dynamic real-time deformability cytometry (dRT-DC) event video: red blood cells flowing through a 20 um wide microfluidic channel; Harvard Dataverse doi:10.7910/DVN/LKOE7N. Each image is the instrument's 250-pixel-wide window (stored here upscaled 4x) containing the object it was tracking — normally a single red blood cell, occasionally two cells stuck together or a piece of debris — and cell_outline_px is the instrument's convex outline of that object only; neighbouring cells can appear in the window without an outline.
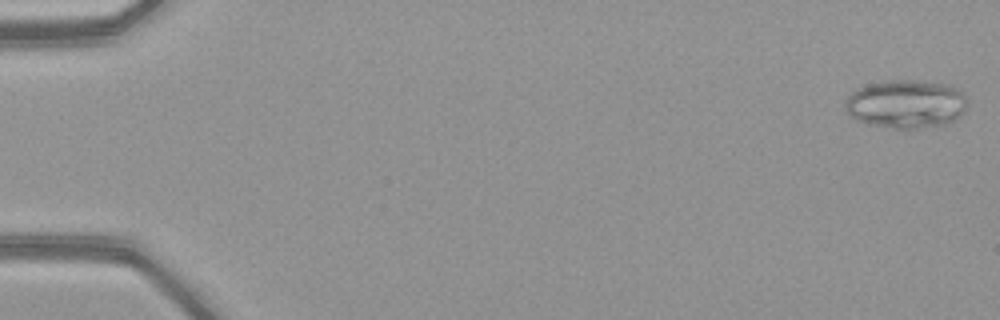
{"species": "common noctule bat (a hibernating species)", "species_latin": "Nyctalus noctula", "temperature_condition": "warm", "stored_images_in_passage": 51, "camera_frame_rate_fps": 3000, "um_per_image_px": 0.085, "animal": {"sex": "female", "body_mass_g": 21.9}, "frame": {"image": 1, "passage_image": 1, "time_ms": 0.0, "image_size_px": [1000, 320], "cell_outline_px": [[968, 108], [960, 116], [944, 124], [916, 128], [892, 128], [864, 124], [848, 116], [844, 108], [844, 100], [856, 88], [868, 84], [888, 80], [916, 80], [948, 84], [964, 92], [968, 100]], "centroid_in_image_um": [76.99, 8.83], "position_along_channel_um": 8.0, "area_um2": 35.08}}